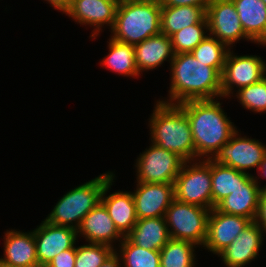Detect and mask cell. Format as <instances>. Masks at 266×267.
Here are the masks:
<instances>
[{
  "instance_id": "cell-6",
  "label": "cell",
  "mask_w": 266,
  "mask_h": 267,
  "mask_svg": "<svg viewBox=\"0 0 266 267\" xmlns=\"http://www.w3.org/2000/svg\"><path fill=\"white\" fill-rule=\"evenodd\" d=\"M174 198L184 203L213 209L211 159L184 162L174 181Z\"/></svg>"
},
{
  "instance_id": "cell-18",
  "label": "cell",
  "mask_w": 266,
  "mask_h": 267,
  "mask_svg": "<svg viewBox=\"0 0 266 267\" xmlns=\"http://www.w3.org/2000/svg\"><path fill=\"white\" fill-rule=\"evenodd\" d=\"M4 257L0 265L10 267H39L33 230L4 232Z\"/></svg>"
},
{
  "instance_id": "cell-11",
  "label": "cell",
  "mask_w": 266,
  "mask_h": 267,
  "mask_svg": "<svg viewBox=\"0 0 266 267\" xmlns=\"http://www.w3.org/2000/svg\"><path fill=\"white\" fill-rule=\"evenodd\" d=\"M206 18L208 34L226 44L230 49L241 39L253 42L245 34L232 0H212L207 7Z\"/></svg>"
},
{
  "instance_id": "cell-12",
  "label": "cell",
  "mask_w": 266,
  "mask_h": 267,
  "mask_svg": "<svg viewBox=\"0 0 266 267\" xmlns=\"http://www.w3.org/2000/svg\"><path fill=\"white\" fill-rule=\"evenodd\" d=\"M33 233L39 267H46L61 251L73 248L79 237L76 229L57 226L45 219Z\"/></svg>"
},
{
  "instance_id": "cell-30",
  "label": "cell",
  "mask_w": 266,
  "mask_h": 267,
  "mask_svg": "<svg viewBox=\"0 0 266 267\" xmlns=\"http://www.w3.org/2000/svg\"><path fill=\"white\" fill-rule=\"evenodd\" d=\"M207 32L208 21L205 18L201 23L182 28L174 33L170 37L174 53L191 52L208 35Z\"/></svg>"
},
{
  "instance_id": "cell-37",
  "label": "cell",
  "mask_w": 266,
  "mask_h": 267,
  "mask_svg": "<svg viewBox=\"0 0 266 267\" xmlns=\"http://www.w3.org/2000/svg\"><path fill=\"white\" fill-rule=\"evenodd\" d=\"M119 255L114 251L100 267H122Z\"/></svg>"
},
{
  "instance_id": "cell-27",
  "label": "cell",
  "mask_w": 266,
  "mask_h": 267,
  "mask_svg": "<svg viewBox=\"0 0 266 267\" xmlns=\"http://www.w3.org/2000/svg\"><path fill=\"white\" fill-rule=\"evenodd\" d=\"M193 242L170 238L160 250V267H195Z\"/></svg>"
},
{
  "instance_id": "cell-2",
  "label": "cell",
  "mask_w": 266,
  "mask_h": 267,
  "mask_svg": "<svg viewBox=\"0 0 266 267\" xmlns=\"http://www.w3.org/2000/svg\"><path fill=\"white\" fill-rule=\"evenodd\" d=\"M170 74L169 99L158 101L180 104L189 100H221V74L214 67L197 60L191 52L174 55Z\"/></svg>"
},
{
  "instance_id": "cell-32",
  "label": "cell",
  "mask_w": 266,
  "mask_h": 267,
  "mask_svg": "<svg viewBox=\"0 0 266 267\" xmlns=\"http://www.w3.org/2000/svg\"><path fill=\"white\" fill-rule=\"evenodd\" d=\"M114 251V248L105 244L76 246L75 267H100Z\"/></svg>"
},
{
  "instance_id": "cell-24",
  "label": "cell",
  "mask_w": 266,
  "mask_h": 267,
  "mask_svg": "<svg viewBox=\"0 0 266 267\" xmlns=\"http://www.w3.org/2000/svg\"><path fill=\"white\" fill-rule=\"evenodd\" d=\"M206 10L196 6H161V33L171 37L182 28L201 23Z\"/></svg>"
},
{
  "instance_id": "cell-4",
  "label": "cell",
  "mask_w": 266,
  "mask_h": 267,
  "mask_svg": "<svg viewBox=\"0 0 266 267\" xmlns=\"http://www.w3.org/2000/svg\"><path fill=\"white\" fill-rule=\"evenodd\" d=\"M111 38L137 45L161 33L160 0H119Z\"/></svg>"
},
{
  "instance_id": "cell-16",
  "label": "cell",
  "mask_w": 266,
  "mask_h": 267,
  "mask_svg": "<svg viewBox=\"0 0 266 267\" xmlns=\"http://www.w3.org/2000/svg\"><path fill=\"white\" fill-rule=\"evenodd\" d=\"M132 193L138 219L164 217L174 199V184L139 183Z\"/></svg>"
},
{
  "instance_id": "cell-33",
  "label": "cell",
  "mask_w": 266,
  "mask_h": 267,
  "mask_svg": "<svg viewBox=\"0 0 266 267\" xmlns=\"http://www.w3.org/2000/svg\"><path fill=\"white\" fill-rule=\"evenodd\" d=\"M76 247L61 251L46 267H75Z\"/></svg>"
},
{
  "instance_id": "cell-17",
  "label": "cell",
  "mask_w": 266,
  "mask_h": 267,
  "mask_svg": "<svg viewBox=\"0 0 266 267\" xmlns=\"http://www.w3.org/2000/svg\"><path fill=\"white\" fill-rule=\"evenodd\" d=\"M254 175H251L244 185H240L229 196L221 200L215 208L225 214L242 216L255 221L261 194V185Z\"/></svg>"
},
{
  "instance_id": "cell-1",
  "label": "cell",
  "mask_w": 266,
  "mask_h": 267,
  "mask_svg": "<svg viewBox=\"0 0 266 267\" xmlns=\"http://www.w3.org/2000/svg\"><path fill=\"white\" fill-rule=\"evenodd\" d=\"M178 105L184 110L190 123L195 160L212 159L237 131L218 98L189 100Z\"/></svg>"
},
{
  "instance_id": "cell-26",
  "label": "cell",
  "mask_w": 266,
  "mask_h": 267,
  "mask_svg": "<svg viewBox=\"0 0 266 267\" xmlns=\"http://www.w3.org/2000/svg\"><path fill=\"white\" fill-rule=\"evenodd\" d=\"M107 43L109 53L102 59L100 65L122 76L132 78L140 76L136 66L134 46L112 38H109Z\"/></svg>"
},
{
  "instance_id": "cell-23",
  "label": "cell",
  "mask_w": 266,
  "mask_h": 267,
  "mask_svg": "<svg viewBox=\"0 0 266 267\" xmlns=\"http://www.w3.org/2000/svg\"><path fill=\"white\" fill-rule=\"evenodd\" d=\"M126 237L148 250H161L170 239L165 217L138 219Z\"/></svg>"
},
{
  "instance_id": "cell-31",
  "label": "cell",
  "mask_w": 266,
  "mask_h": 267,
  "mask_svg": "<svg viewBox=\"0 0 266 267\" xmlns=\"http://www.w3.org/2000/svg\"><path fill=\"white\" fill-rule=\"evenodd\" d=\"M236 98L244 109L256 113H266V76L247 87L235 90Z\"/></svg>"
},
{
  "instance_id": "cell-8",
  "label": "cell",
  "mask_w": 266,
  "mask_h": 267,
  "mask_svg": "<svg viewBox=\"0 0 266 267\" xmlns=\"http://www.w3.org/2000/svg\"><path fill=\"white\" fill-rule=\"evenodd\" d=\"M184 162L178 154L151 143L137 158L136 182L174 184Z\"/></svg>"
},
{
  "instance_id": "cell-13",
  "label": "cell",
  "mask_w": 266,
  "mask_h": 267,
  "mask_svg": "<svg viewBox=\"0 0 266 267\" xmlns=\"http://www.w3.org/2000/svg\"><path fill=\"white\" fill-rule=\"evenodd\" d=\"M118 3L119 0H72L71 6L64 14L77 24L93 26V33L90 35L93 39L100 35L102 27L107 25L112 29Z\"/></svg>"
},
{
  "instance_id": "cell-19",
  "label": "cell",
  "mask_w": 266,
  "mask_h": 267,
  "mask_svg": "<svg viewBox=\"0 0 266 267\" xmlns=\"http://www.w3.org/2000/svg\"><path fill=\"white\" fill-rule=\"evenodd\" d=\"M115 175H113L105 184L101 196V203L105 206L109 216L118 232L126 237L133 229L138 218L136 208L131 192L117 191L110 195H106L111 189ZM106 195V196H105Z\"/></svg>"
},
{
  "instance_id": "cell-38",
  "label": "cell",
  "mask_w": 266,
  "mask_h": 267,
  "mask_svg": "<svg viewBox=\"0 0 266 267\" xmlns=\"http://www.w3.org/2000/svg\"><path fill=\"white\" fill-rule=\"evenodd\" d=\"M259 173V175L262 178H266V155L264 156V158L262 159V162L260 164L259 170L257 171ZM266 185H264L263 187H261V189H265Z\"/></svg>"
},
{
  "instance_id": "cell-36",
  "label": "cell",
  "mask_w": 266,
  "mask_h": 267,
  "mask_svg": "<svg viewBox=\"0 0 266 267\" xmlns=\"http://www.w3.org/2000/svg\"><path fill=\"white\" fill-rule=\"evenodd\" d=\"M47 1L54 9L65 13L71 6L72 0H44Z\"/></svg>"
},
{
  "instance_id": "cell-7",
  "label": "cell",
  "mask_w": 266,
  "mask_h": 267,
  "mask_svg": "<svg viewBox=\"0 0 266 267\" xmlns=\"http://www.w3.org/2000/svg\"><path fill=\"white\" fill-rule=\"evenodd\" d=\"M210 211L174 198L164 216L170 238L190 241L203 247Z\"/></svg>"
},
{
  "instance_id": "cell-29",
  "label": "cell",
  "mask_w": 266,
  "mask_h": 267,
  "mask_svg": "<svg viewBox=\"0 0 266 267\" xmlns=\"http://www.w3.org/2000/svg\"><path fill=\"white\" fill-rule=\"evenodd\" d=\"M229 50L230 48L226 44L208 34L191 51V54L204 65L214 67L222 74Z\"/></svg>"
},
{
  "instance_id": "cell-3",
  "label": "cell",
  "mask_w": 266,
  "mask_h": 267,
  "mask_svg": "<svg viewBox=\"0 0 266 267\" xmlns=\"http://www.w3.org/2000/svg\"><path fill=\"white\" fill-rule=\"evenodd\" d=\"M149 119L152 144L178 154L185 161L195 160V144L186 113L178 104L157 100Z\"/></svg>"
},
{
  "instance_id": "cell-20",
  "label": "cell",
  "mask_w": 266,
  "mask_h": 267,
  "mask_svg": "<svg viewBox=\"0 0 266 267\" xmlns=\"http://www.w3.org/2000/svg\"><path fill=\"white\" fill-rule=\"evenodd\" d=\"M77 233L88 243L105 244L115 250L117 248L113 246V243L115 241L120 243L124 238L116 229L113 220L101 202L85 215Z\"/></svg>"
},
{
  "instance_id": "cell-34",
  "label": "cell",
  "mask_w": 266,
  "mask_h": 267,
  "mask_svg": "<svg viewBox=\"0 0 266 267\" xmlns=\"http://www.w3.org/2000/svg\"><path fill=\"white\" fill-rule=\"evenodd\" d=\"M212 0H160L161 6H196L203 7L207 10V7L211 3Z\"/></svg>"
},
{
  "instance_id": "cell-10",
  "label": "cell",
  "mask_w": 266,
  "mask_h": 267,
  "mask_svg": "<svg viewBox=\"0 0 266 267\" xmlns=\"http://www.w3.org/2000/svg\"><path fill=\"white\" fill-rule=\"evenodd\" d=\"M240 134L237 130L212 160L244 173H249L247 170L253 168L258 171L266 155V145L251 137H241Z\"/></svg>"
},
{
  "instance_id": "cell-15",
  "label": "cell",
  "mask_w": 266,
  "mask_h": 267,
  "mask_svg": "<svg viewBox=\"0 0 266 267\" xmlns=\"http://www.w3.org/2000/svg\"><path fill=\"white\" fill-rule=\"evenodd\" d=\"M265 234L260 225L251 221L240 235L218 254V257L221 256L226 267H244L257 258Z\"/></svg>"
},
{
  "instance_id": "cell-21",
  "label": "cell",
  "mask_w": 266,
  "mask_h": 267,
  "mask_svg": "<svg viewBox=\"0 0 266 267\" xmlns=\"http://www.w3.org/2000/svg\"><path fill=\"white\" fill-rule=\"evenodd\" d=\"M134 52L139 74L158 68L164 61L171 63L175 55L171 38L164 33L153 35L135 45Z\"/></svg>"
},
{
  "instance_id": "cell-35",
  "label": "cell",
  "mask_w": 266,
  "mask_h": 267,
  "mask_svg": "<svg viewBox=\"0 0 266 267\" xmlns=\"http://www.w3.org/2000/svg\"><path fill=\"white\" fill-rule=\"evenodd\" d=\"M255 222L260 225L266 233V188L261 190L258 213Z\"/></svg>"
},
{
  "instance_id": "cell-22",
  "label": "cell",
  "mask_w": 266,
  "mask_h": 267,
  "mask_svg": "<svg viewBox=\"0 0 266 267\" xmlns=\"http://www.w3.org/2000/svg\"><path fill=\"white\" fill-rule=\"evenodd\" d=\"M245 34L259 45H266V4L262 0H232ZM266 47V46H265Z\"/></svg>"
},
{
  "instance_id": "cell-25",
  "label": "cell",
  "mask_w": 266,
  "mask_h": 267,
  "mask_svg": "<svg viewBox=\"0 0 266 267\" xmlns=\"http://www.w3.org/2000/svg\"><path fill=\"white\" fill-rule=\"evenodd\" d=\"M251 175V173L240 172L232 167L218 164L211 159L213 208L240 185H244Z\"/></svg>"
},
{
  "instance_id": "cell-9",
  "label": "cell",
  "mask_w": 266,
  "mask_h": 267,
  "mask_svg": "<svg viewBox=\"0 0 266 267\" xmlns=\"http://www.w3.org/2000/svg\"><path fill=\"white\" fill-rule=\"evenodd\" d=\"M266 76V63L256 55H234L229 50L221 74V98L233 95V87L237 90L252 85ZM232 94V95H231Z\"/></svg>"
},
{
  "instance_id": "cell-5",
  "label": "cell",
  "mask_w": 266,
  "mask_h": 267,
  "mask_svg": "<svg viewBox=\"0 0 266 267\" xmlns=\"http://www.w3.org/2000/svg\"><path fill=\"white\" fill-rule=\"evenodd\" d=\"M113 175L114 172L108 171L70 189L59 199L45 220L57 226L78 230L85 215L101 202L105 184Z\"/></svg>"
},
{
  "instance_id": "cell-28",
  "label": "cell",
  "mask_w": 266,
  "mask_h": 267,
  "mask_svg": "<svg viewBox=\"0 0 266 267\" xmlns=\"http://www.w3.org/2000/svg\"><path fill=\"white\" fill-rule=\"evenodd\" d=\"M122 267H160V250H148L133 244L127 237L118 245Z\"/></svg>"
},
{
  "instance_id": "cell-14",
  "label": "cell",
  "mask_w": 266,
  "mask_h": 267,
  "mask_svg": "<svg viewBox=\"0 0 266 267\" xmlns=\"http://www.w3.org/2000/svg\"><path fill=\"white\" fill-rule=\"evenodd\" d=\"M251 222L249 218L225 214L213 208L208 217L207 238L204 249L218 255Z\"/></svg>"
}]
</instances>
